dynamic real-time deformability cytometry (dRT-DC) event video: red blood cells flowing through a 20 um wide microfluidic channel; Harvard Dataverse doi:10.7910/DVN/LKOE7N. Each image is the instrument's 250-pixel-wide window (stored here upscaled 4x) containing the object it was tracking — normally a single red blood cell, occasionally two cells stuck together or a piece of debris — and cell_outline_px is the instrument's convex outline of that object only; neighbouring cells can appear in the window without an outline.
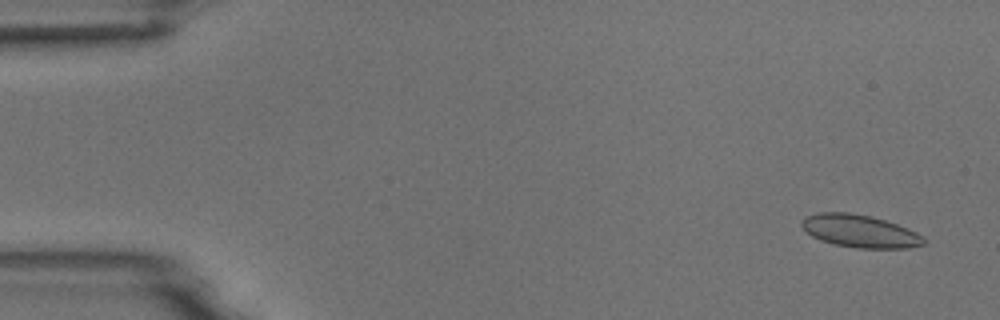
{"species": "common noctule bat (a hibernating species)", "species_latin": "Nyctalus noctula", "temperature_condition": "room temperature", "stored_images_in_passage": 6, "camera_frame_rate_fps": 3000, "um_per_image_px": 0.085, "animal": {"sex": "male", "body_mass_g": 18.8}, "frame": {"image": 1, "passage_image": 1, "time_ms": 0.0, "image_size_px": [1000, 320], "cell_outline_px": [[924, 244], [908, 248], [856, 248], [832, 244], [820, 240], [812, 236], [800, 224], [800, 220], [804, 216], [820, 212], [848, 212], [872, 216], [908, 228], [924, 236]], "centroid_in_image_um": [73.06, 19.64], "position_along_channel_um": 11.9, "area_um2": 23.35}}
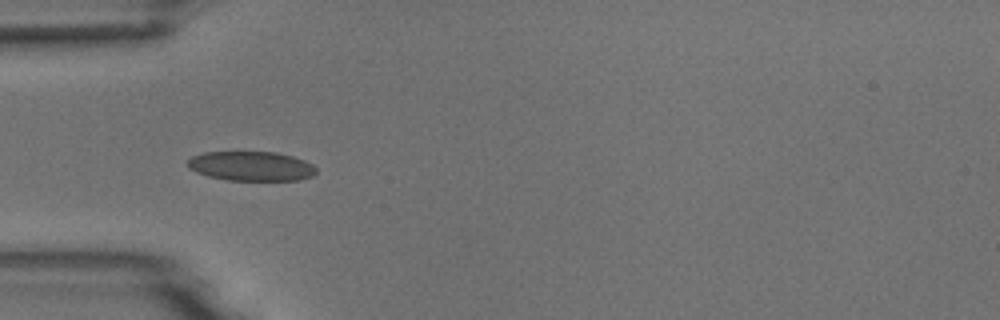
{"frame": {"image": 2, "passage_image": 5, "time_ms": 1.333, "image_size_px": [1000, 320], "cell_outline_px": [[316, 172], [312, 176], [300, 180], [228, 180], [208, 176], [196, 172], [188, 168], [184, 164], [192, 156], [204, 152], [276, 152], [292, 156], [304, 160], [312, 164], [316, 168]], "centroid_in_image_um": [21.32, 14.12], "position_along_channel_um": 63.7, "area_um2": 22.2}}